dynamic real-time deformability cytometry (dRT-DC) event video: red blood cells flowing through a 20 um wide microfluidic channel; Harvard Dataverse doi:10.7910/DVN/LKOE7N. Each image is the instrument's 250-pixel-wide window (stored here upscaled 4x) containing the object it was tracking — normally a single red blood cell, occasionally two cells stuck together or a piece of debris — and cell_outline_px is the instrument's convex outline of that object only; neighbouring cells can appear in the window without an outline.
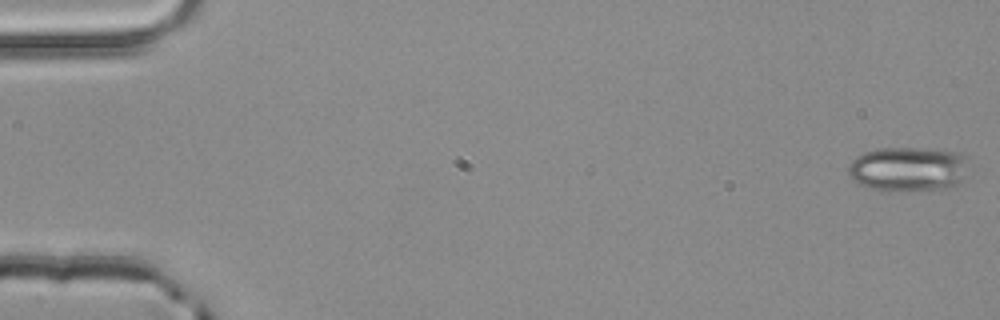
{"species": "common noctule bat (a hibernating species)", "species_latin": "Nyctalus noctula", "temperature_condition": "room temperature", "stored_images_in_passage": 4, "camera_frame_rate_fps": 3000, "um_per_image_px": 0.085, "animal": {"sex": "male", "body_mass_g": 20.4}, "frame": {"image": 1, "passage_image": 1, "time_ms": 0.0, "image_size_px": [1000, 320], "cell_outline_px": [[972, 164], [960, 180], [952, 188], [888, 192], [864, 184], [856, 180], [848, 172], [848, 164], [856, 156], [864, 152], [876, 148], [920, 148], [952, 152], [964, 156]], "centroid_in_image_um": [77.23, 14.36], "position_along_channel_um": 7.8, "area_um2": 31.21}}